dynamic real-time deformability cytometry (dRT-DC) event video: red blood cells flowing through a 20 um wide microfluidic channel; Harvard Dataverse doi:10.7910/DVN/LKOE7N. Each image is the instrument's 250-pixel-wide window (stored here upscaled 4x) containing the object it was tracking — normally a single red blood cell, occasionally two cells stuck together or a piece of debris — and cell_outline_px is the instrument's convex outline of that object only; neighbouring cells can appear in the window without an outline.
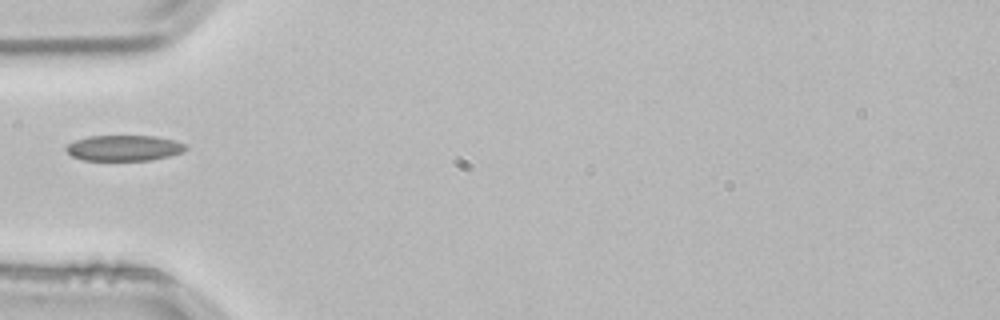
{"species": "common noctule bat (a hibernating species)", "species_latin": "Nyctalus noctula", "temperature_condition": "room temperature", "stored_images_in_passage": 3, "camera_frame_rate_fps": 3000, "um_per_image_px": 0.085, "animal": {"sex": "male", "body_mass_g": 21.5, "forearm_length_mm": 52.0}, "frame": {"image": 1, "passage_image": 3, "time_ms": 0.667, "image_size_px": [1000, 320], "cell_outline_px": [[188, 148], [184, 152], [152, 160], [84, 160], [72, 156], [68, 152], [68, 144], [76, 140], [88, 136], [156, 136], [188, 144]], "centroid_in_image_um": [10.61, 12.58], "position_along_channel_um": 74.4, "area_um2": 17.8}}